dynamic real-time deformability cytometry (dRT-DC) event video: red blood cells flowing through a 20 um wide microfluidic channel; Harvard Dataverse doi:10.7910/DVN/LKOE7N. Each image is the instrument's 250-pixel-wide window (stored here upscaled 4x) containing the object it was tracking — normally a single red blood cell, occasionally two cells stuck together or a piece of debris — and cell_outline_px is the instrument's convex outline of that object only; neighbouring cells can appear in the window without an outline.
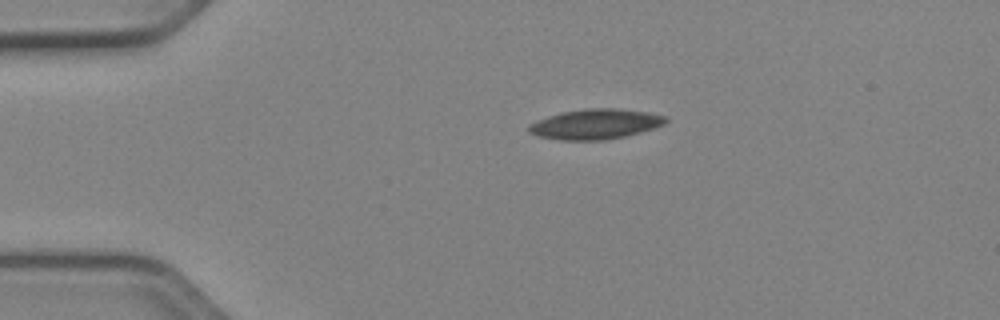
{"species": "Egyptian fruit bat (a non-hibernating species)", "species_latin": "Rousettus aegyptiacus", "temperature_condition": "cold", "stored_images_in_passage": 42, "camera_frame_rate_fps": 3000, "um_per_image_px": 0.085, "animal": {"sex": "female"}, "frame": {"image": 1, "passage_image": 1, "time_ms": 0.0, "image_size_px": [1000, 320], "cell_outline_px": [[668, 120], [664, 124], [640, 132], [624, 136], [604, 140], [560, 140], [536, 136], [528, 132], [528, 124], [536, 120], [560, 112], [584, 108], [620, 108], [668, 116]], "centroid_in_image_um": [50.56, 10.54], "position_along_channel_um": 34.4, "area_um2": 24.16}}
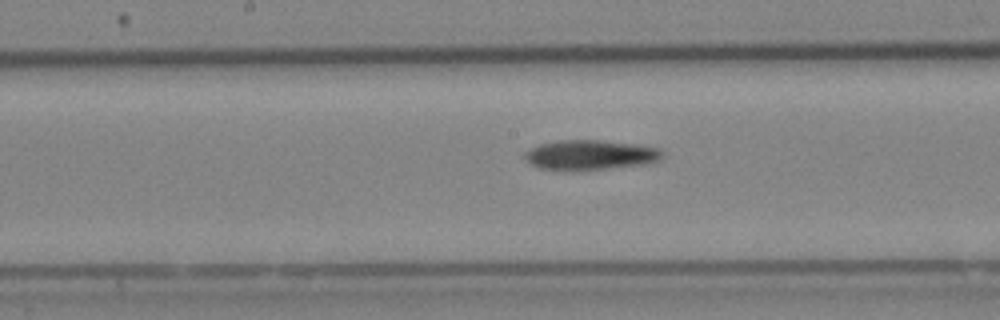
{"frame": {"image": 2, "passage_image": 17, "time_ms": 5.333, "image_size_px": [1000, 320], "cell_outline_px": [[664, 156], [660, 160], [648, 164], [576, 172], [568, 172], [540, 168], [528, 164], [524, 156], [524, 152], [540, 144], [556, 140], [600, 140], [636, 144], [660, 148], [664, 152]], "centroid_in_image_um": [50.17, 13.2], "position_along_channel_um": 198.0, "area_um2": 24.74}}
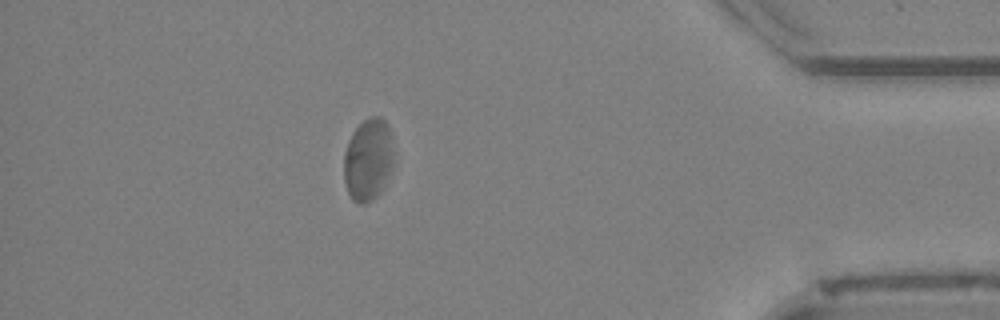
{"frame": {"image": 3, "passage_image": 36, "time_ms": 11.667, "image_size_px": [1000, 320], "cell_outline_px": [[392, 164], [380, 192], [372, 200], [364, 204], [360, 204], [352, 200], [348, 192], [344, 180], [344, 152], [348, 140], [352, 132], [368, 116], [380, 116], [388, 124], [392, 136]], "centroid_in_image_um": [31.27, 13.54], "position_along_channel_um": 403.9, "area_um2": 23.81}}